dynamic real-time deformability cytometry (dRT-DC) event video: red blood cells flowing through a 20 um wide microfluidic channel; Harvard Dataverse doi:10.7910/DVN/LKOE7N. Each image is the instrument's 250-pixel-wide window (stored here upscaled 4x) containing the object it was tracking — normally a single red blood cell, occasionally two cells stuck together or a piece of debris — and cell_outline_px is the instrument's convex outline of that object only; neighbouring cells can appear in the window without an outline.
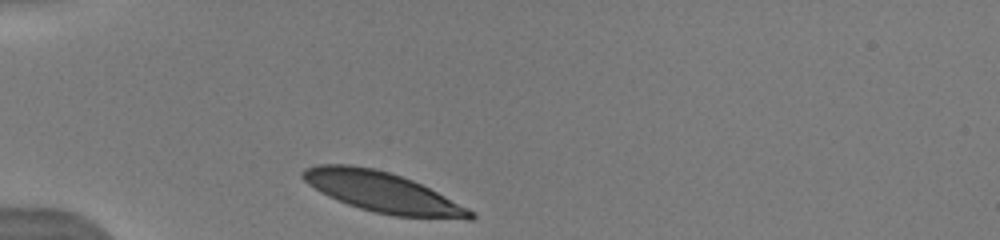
{"species": "human", "species_latin": "Homo sapiens", "temperature_condition": "warm", "stored_images_in_passage": 18, "camera_frame_rate_fps": 3000, "um_per_image_px": 0.085, "donor": {"sex": "male"}, "frame": {"image": 1, "passage_image": 1, "time_ms": 0.0, "image_size_px": [1000, 240], "cell_outline_px": [[476, 216], [472, 220], [468, 220], [392, 216], [360, 208], [348, 204], [328, 196], [320, 192], [308, 184], [300, 176], [300, 172], [304, 168], [316, 164], [352, 164], [372, 168], [388, 172], [412, 180], [476, 212]], "centroid_in_image_um": [32.5, 16.34], "position_along_channel_um": 52.5, "area_um2": 39.3}}